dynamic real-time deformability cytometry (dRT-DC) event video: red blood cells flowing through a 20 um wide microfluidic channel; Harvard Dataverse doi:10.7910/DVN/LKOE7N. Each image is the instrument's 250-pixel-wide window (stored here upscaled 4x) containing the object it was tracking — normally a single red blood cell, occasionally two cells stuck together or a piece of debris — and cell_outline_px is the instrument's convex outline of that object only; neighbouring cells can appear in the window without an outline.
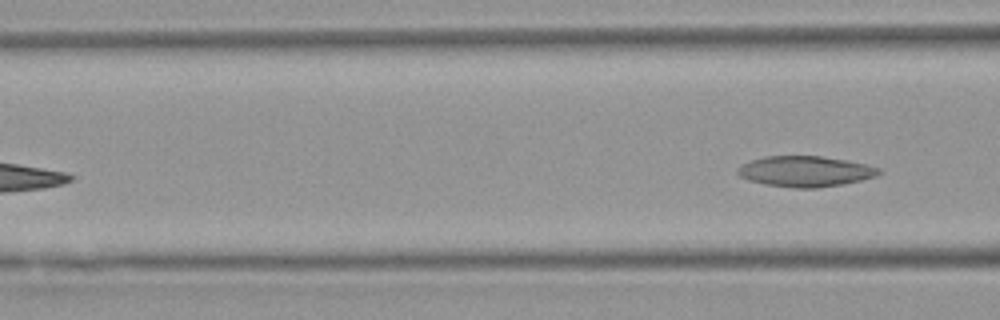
{"species": "Egyptian fruit bat (a non-hibernating species)", "species_latin": "Rousettus aegyptiacus", "temperature_condition": "warm", "stored_images_in_passage": 7, "segment_of_instrument_passage": [2, 2], "camera_frame_rate_fps": 3000, "um_per_image_px": 0.085, "animal": {"sex": "female"}, "frame": {"image": 1, "passage_image": 7, "time_ms": 7.333, "image_size_px": [1000, 320], "cell_outline_px": [[880, 172], [876, 176], [844, 184], [816, 188], [796, 188], [764, 184], [748, 180], [740, 176], [736, 172], [744, 164], [752, 160], [764, 156], [820, 156], [848, 160], [868, 164], [880, 168]], "centroid_in_image_um": [68.48, 14.56], "position_along_channel_um": 98.1, "area_um2": 25.14}}